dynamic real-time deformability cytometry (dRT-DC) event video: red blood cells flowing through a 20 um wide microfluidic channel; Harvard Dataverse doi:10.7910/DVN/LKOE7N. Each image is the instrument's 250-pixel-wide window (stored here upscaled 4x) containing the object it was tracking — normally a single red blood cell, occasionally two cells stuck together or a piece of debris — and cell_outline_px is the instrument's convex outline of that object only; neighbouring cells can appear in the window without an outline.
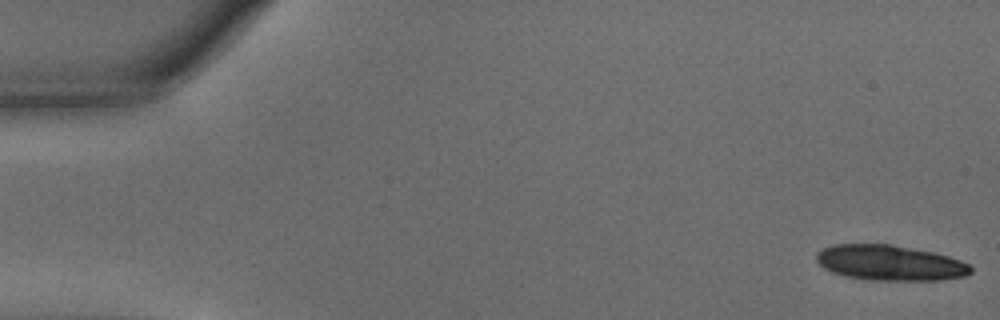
{"species": "common noctule bat (a hibernating species)", "species_latin": "Nyctalus noctula", "temperature_condition": "warm", "stored_images_in_passage": 20, "camera_frame_rate_fps": 3000, "um_per_image_px": 0.085, "animal": {"sex": "male", "body_mass_g": 15.6}, "frame": {"image": 1, "passage_image": 1, "time_ms": 0.0, "image_size_px": [1000, 320], "cell_outline_px": [[972, 272], [964, 276], [940, 280], [872, 280], [844, 276], [832, 272], [824, 268], [816, 260], [816, 252], [832, 244], [892, 244], [932, 252], [948, 256], [960, 260], [968, 264], [972, 268]], "centroid_in_image_um": [75.62, 22.34], "position_along_channel_um": 9.4, "area_um2": 31.79}}